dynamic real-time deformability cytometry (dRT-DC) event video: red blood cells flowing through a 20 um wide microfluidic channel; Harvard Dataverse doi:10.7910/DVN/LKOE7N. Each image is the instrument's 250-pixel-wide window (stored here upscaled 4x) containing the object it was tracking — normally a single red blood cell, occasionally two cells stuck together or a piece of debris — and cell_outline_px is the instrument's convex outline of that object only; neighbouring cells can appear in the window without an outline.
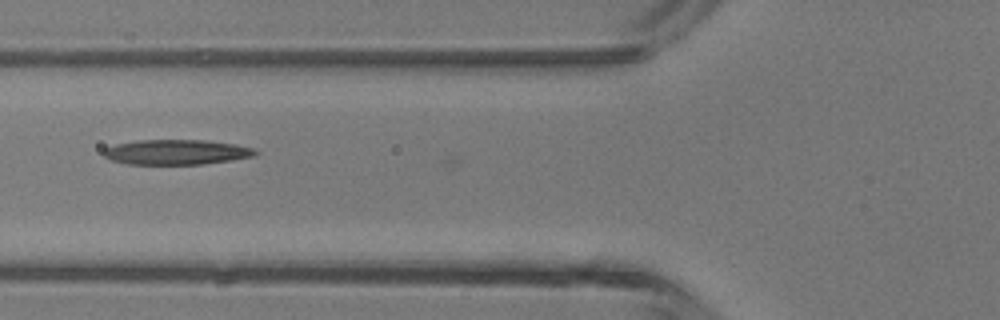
{"species": "common noctule bat (a hibernating species)", "species_latin": "Nyctalus noctula", "temperature_condition": "room temperature", "stored_images_in_passage": 8, "camera_frame_rate_fps": 3000, "um_per_image_px": 0.085, "animal": {"sex": "male", "body_mass_g": 13.3}, "frame": {"image": 1, "passage_image": 6, "time_ms": 1.667, "image_size_px": [1000, 320], "cell_outline_px": [[260, 152], [252, 156], [228, 160], [200, 164], [128, 164], [112, 160], [104, 156], [104, 148], [116, 144], [140, 140], [208, 140], [236, 144], [252, 148]], "centroid_in_image_um": [14.98, 12.92], "position_along_channel_um": 110.8, "area_um2": 21.91}}
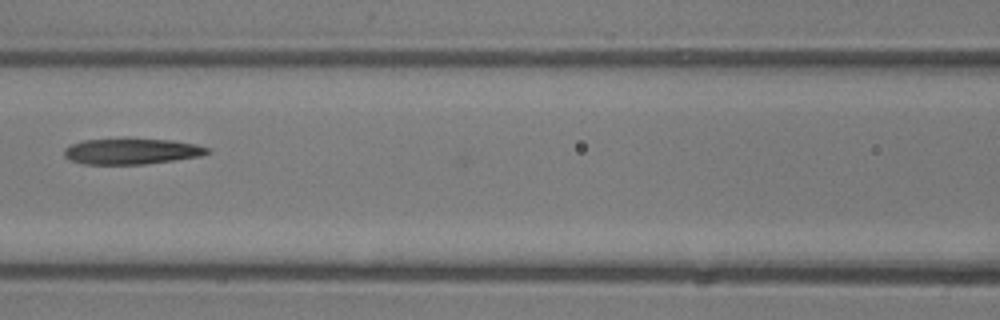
{"frame": {"image": 2, "passage_image": 7, "time_ms": 2.0, "image_size_px": [1000, 320], "cell_outline_px": [[212, 152], [200, 156], [144, 164], [84, 164], [68, 160], [64, 156], [64, 148], [72, 144], [84, 140], [172, 140], [196, 144], [208, 148]], "centroid_in_image_um": [11.17, 12.88], "position_along_channel_um": 155.4, "area_um2": 21.1}}
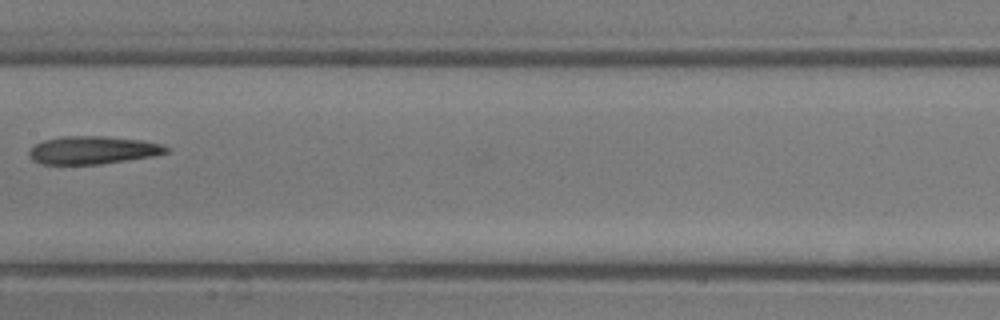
{"frame": {"image": 3, "passage_image": 8, "time_ms": 2.333, "image_size_px": [1000, 320], "cell_outline_px": [[168, 152], [152, 156], [100, 164], [40, 164], [32, 160], [28, 156], [28, 152], [36, 144], [44, 140], [60, 136], [104, 136], [144, 140], [164, 144], [168, 148]], "centroid_in_image_um": [7.88, 12.75], "position_along_channel_um": 199.5, "area_um2": 22.37}}